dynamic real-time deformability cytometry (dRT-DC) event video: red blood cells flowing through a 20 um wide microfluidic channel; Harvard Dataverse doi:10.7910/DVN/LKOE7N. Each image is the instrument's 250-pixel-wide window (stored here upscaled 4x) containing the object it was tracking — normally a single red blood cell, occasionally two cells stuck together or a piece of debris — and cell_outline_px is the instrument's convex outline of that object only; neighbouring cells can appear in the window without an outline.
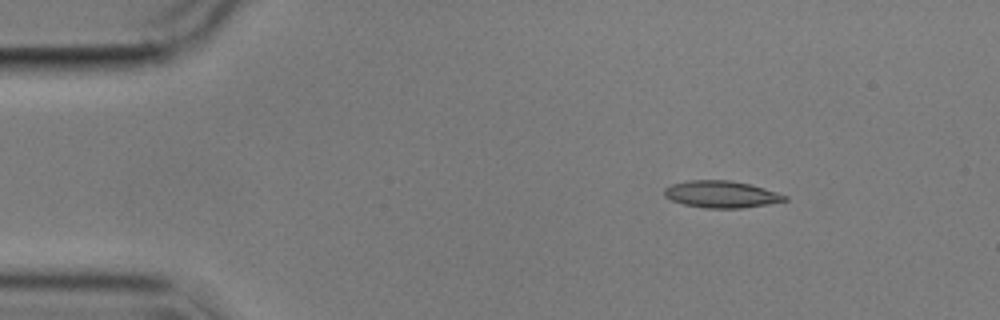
{"species": "common noctule bat (a hibernating species)", "species_latin": "Nyctalus noctula", "temperature_condition": "cold", "stored_images_in_passage": 4, "camera_frame_rate_fps": 3000, "um_per_image_px": 0.085, "animal": {"sex": "male", "body_mass_g": 17.9}, "frame": {"image": 1, "passage_image": 2, "time_ms": 2.0, "image_size_px": [1000, 320], "cell_outline_px": [[788, 200], [768, 204], [744, 208], [704, 208], [684, 204], [672, 200], [664, 196], [664, 188], [672, 184], [688, 180], [732, 180], [752, 184], [788, 196]], "centroid_in_image_um": [61.32, 16.51], "position_along_channel_um": 23.7, "area_um2": 19.02}}